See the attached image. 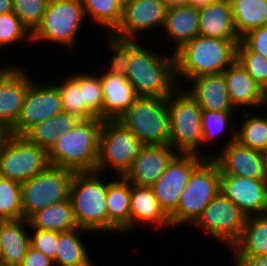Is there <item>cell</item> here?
<instances>
[{
	"instance_id": "603a6c76",
	"label": "cell",
	"mask_w": 267,
	"mask_h": 266,
	"mask_svg": "<svg viewBox=\"0 0 267 266\" xmlns=\"http://www.w3.org/2000/svg\"><path fill=\"white\" fill-rule=\"evenodd\" d=\"M103 91V120H117L139 97L126 76L98 74Z\"/></svg>"
},
{
	"instance_id": "5bb4252c",
	"label": "cell",
	"mask_w": 267,
	"mask_h": 266,
	"mask_svg": "<svg viewBox=\"0 0 267 266\" xmlns=\"http://www.w3.org/2000/svg\"><path fill=\"white\" fill-rule=\"evenodd\" d=\"M219 148L221 150L214 154L208 151L204 154L205 158H212L217 163L220 174L267 179L266 153L248 148L237 140Z\"/></svg>"
},
{
	"instance_id": "f546056e",
	"label": "cell",
	"mask_w": 267,
	"mask_h": 266,
	"mask_svg": "<svg viewBox=\"0 0 267 266\" xmlns=\"http://www.w3.org/2000/svg\"><path fill=\"white\" fill-rule=\"evenodd\" d=\"M228 251L232 255H267V214L247 217L240 239Z\"/></svg>"
},
{
	"instance_id": "1f68e13d",
	"label": "cell",
	"mask_w": 267,
	"mask_h": 266,
	"mask_svg": "<svg viewBox=\"0 0 267 266\" xmlns=\"http://www.w3.org/2000/svg\"><path fill=\"white\" fill-rule=\"evenodd\" d=\"M81 3L88 23L100 26L102 34H112L120 25L124 7L120 0H81Z\"/></svg>"
},
{
	"instance_id": "e575fe53",
	"label": "cell",
	"mask_w": 267,
	"mask_h": 266,
	"mask_svg": "<svg viewBox=\"0 0 267 266\" xmlns=\"http://www.w3.org/2000/svg\"><path fill=\"white\" fill-rule=\"evenodd\" d=\"M63 80V81H62ZM54 83L60 93L63 111L85 119V101L83 95V71L64 75V79Z\"/></svg>"
},
{
	"instance_id": "4316f807",
	"label": "cell",
	"mask_w": 267,
	"mask_h": 266,
	"mask_svg": "<svg viewBox=\"0 0 267 266\" xmlns=\"http://www.w3.org/2000/svg\"><path fill=\"white\" fill-rule=\"evenodd\" d=\"M29 232L28 219L0 221L1 263L11 266L22 263L31 246Z\"/></svg>"
},
{
	"instance_id": "8fae6325",
	"label": "cell",
	"mask_w": 267,
	"mask_h": 266,
	"mask_svg": "<svg viewBox=\"0 0 267 266\" xmlns=\"http://www.w3.org/2000/svg\"><path fill=\"white\" fill-rule=\"evenodd\" d=\"M48 152L23 135L8 133L0 147V176L26 182L49 166Z\"/></svg>"
},
{
	"instance_id": "8992f818",
	"label": "cell",
	"mask_w": 267,
	"mask_h": 266,
	"mask_svg": "<svg viewBox=\"0 0 267 266\" xmlns=\"http://www.w3.org/2000/svg\"><path fill=\"white\" fill-rule=\"evenodd\" d=\"M219 192L220 169L212 158H205L192 171L176 210L169 216L172 229L192 226Z\"/></svg>"
},
{
	"instance_id": "cb8c5ba5",
	"label": "cell",
	"mask_w": 267,
	"mask_h": 266,
	"mask_svg": "<svg viewBox=\"0 0 267 266\" xmlns=\"http://www.w3.org/2000/svg\"><path fill=\"white\" fill-rule=\"evenodd\" d=\"M112 177L114 178L112 181L108 180L106 194L108 233L123 236L130 233L131 183L123 176Z\"/></svg>"
},
{
	"instance_id": "44dd1931",
	"label": "cell",
	"mask_w": 267,
	"mask_h": 266,
	"mask_svg": "<svg viewBox=\"0 0 267 266\" xmlns=\"http://www.w3.org/2000/svg\"><path fill=\"white\" fill-rule=\"evenodd\" d=\"M142 225L145 228L152 227L150 230L157 232L172 228L170 219L161 209L152 188L131 184L130 232Z\"/></svg>"
},
{
	"instance_id": "b9f144b4",
	"label": "cell",
	"mask_w": 267,
	"mask_h": 266,
	"mask_svg": "<svg viewBox=\"0 0 267 266\" xmlns=\"http://www.w3.org/2000/svg\"><path fill=\"white\" fill-rule=\"evenodd\" d=\"M23 136L48 152L59 138L57 136L56 115L52 119L48 118L35 124Z\"/></svg>"
},
{
	"instance_id": "277c9868",
	"label": "cell",
	"mask_w": 267,
	"mask_h": 266,
	"mask_svg": "<svg viewBox=\"0 0 267 266\" xmlns=\"http://www.w3.org/2000/svg\"><path fill=\"white\" fill-rule=\"evenodd\" d=\"M99 172H74L69 199L79 228L94 234L108 232V181Z\"/></svg>"
},
{
	"instance_id": "f5cc1de1",
	"label": "cell",
	"mask_w": 267,
	"mask_h": 266,
	"mask_svg": "<svg viewBox=\"0 0 267 266\" xmlns=\"http://www.w3.org/2000/svg\"><path fill=\"white\" fill-rule=\"evenodd\" d=\"M4 65V66H3ZM13 65V63L2 64L0 65V78L6 73V71Z\"/></svg>"
},
{
	"instance_id": "4dcf8cb0",
	"label": "cell",
	"mask_w": 267,
	"mask_h": 266,
	"mask_svg": "<svg viewBox=\"0 0 267 266\" xmlns=\"http://www.w3.org/2000/svg\"><path fill=\"white\" fill-rule=\"evenodd\" d=\"M233 23L241 39L249 31L267 24L266 0H231Z\"/></svg>"
},
{
	"instance_id": "7a4b0ae2",
	"label": "cell",
	"mask_w": 267,
	"mask_h": 266,
	"mask_svg": "<svg viewBox=\"0 0 267 266\" xmlns=\"http://www.w3.org/2000/svg\"><path fill=\"white\" fill-rule=\"evenodd\" d=\"M240 41L198 35L185 43L174 53L178 86L201 75L223 73L236 60Z\"/></svg>"
},
{
	"instance_id": "f35d334b",
	"label": "cell",
	"mask_w": 267,
	"mask_h": 266,
	"mask_svg": "<svg viewBox=\"0 0 267 266\" xmlns=\"http://www.w3.org/2000/svg\"><path fill=\"white\" fill-rule=\"evenodd\" d=\"M22 42H26L25 45L30 43L31 46L32 34L22 24L19 17L14 12L0 14V51L3 47L6 51L7 47L12 48Z\"/></svg>"
},
{
	"instance_id": "db71d44e",
	"label": "cell",
	"mask_w": 267,
	"mask_h": 266,
	"mask_svg": "<svg viewBox=\"0 0 267 266\" xmlns=\"http://www.w3.org/2000/svg\"><path fill=\"white\" fill-rule=\"evenodd\" d=\"M133 1H135V0H120V2L122 3L123 6L130 3V2H133Z\"/></svg>"
},
{
	"instance_id": "60d3db41",
	"label": "cell",
	"mask_w": 267,
	"mask_h": 266,
	"mask_svg": "<svg viewBox=\"0 0 267 266\" xmlns=\"http://www.w3.org/2000/svg\"><path fill=\"white\" fill-rule=\"evenodd\" d=\"M49 0H12L13 12L33 34L42 23Z\"/></svg>"
},
{
	"instance_id": "9c48e42d",
	"label": "cell",
	"mask_w": 267,
	"mask_h": 266,
	"mask_svg": "<svg viewBox=\"0 0 267 266\" xmlns=\"http://www.w3.org/2000/svg\"><path fill=\"white\" fill-rule=\"evenodd\" d=\"M144 144L118 120H103L96 172L123 176ZM110 168V169H109ZM105 171V172H104Z\"/></svg>"
},
{
	"instance_id": "d6986e66",
	"label": "cell",
	"mask_w": 267,
	"mask_h": 266,
	"mask_svg": "<svg viewBox=\"0 0 267 266\" xmlns=\"http://www.w3.org/2000/svg\"><path fill=\"white\" fill-rule=\"evenodd\" d=\"M177 155L169 145H144L123 177L133 185L152 187Z\"/></svg>"
},
{
	"instance_id": "9a60e30c",
	"label": "cell",
	"mask_w": 267,
	"mask_h": 266,
	"mask_svg": "<svg viewBox=\"0 0 267 266\" xmlns=\"http://www.w3.org/2000/svg\"><path fill=\"white\" fill-rule=\"evenodd\" d=\"M205 159L195 154H178L151 187L161 209L169 217L177 208L192 171Z\"/></svg>"
},
{
	"instance_id": "2e32d148",
	"label": "cell",
	"mask_w": 267,
	"mask_h": 266,
	"mask_svg": "<svg viewBox=\"0 0 267 266\" xmlns=\"http://www.w3.org/2000/svg\"><path fill=\"white\" fill-rule=\"evenodd\" d=\"M167 8L161 0H135L123 7L120 25L112 33L124 40H140L142 34L162 30ZM150 31V32H149ZM141 36V37H140Z\"/></svg>"
},
{
	"instance_id": "30bf717a",
	"label": "cell",
	"mask_w": 267,
	"mask_h": 266,
	"mask_svg": "<svg viewBox=\"0 0 267 266\" xmlns=\"http://www.w3.org/2000/svg\"><path fill=\"white\" fill-rule=\"evenodd\" d=\"M74 171L49 165L21 183V205L24 219L52 204L69 200Z\"/></svg>"
},
{
	"instance_id": "484cf974",
	"label": "cell",
	"mask_w": 267,
	"mask_h": 266,
	"mask_svg": "<svg viewBox=\"0 0 267 266\" xmlns=\"http://www.w3.org/2000/svg\"><path fill=\"white\" fill-rule=\"evenodd\" d=\"M199 35L224 40H241L234 27L229 1L218 0L199 8Z\"/></svg>"
},
{
	"instance_id": "9f6ffc18",
	"label": "cell",
	"mask_w": 267,
	"mask_h": 266,
	"mask_svg": "<svg viewBox=\"0 0 267 266\" xmlns=\"http://www.w3.org/2000/svg\"><path fill=\"white\" fill-rule=\"evenodd\" d=\"M1 257H2V251H1V245H0V263H1Z\"/></svg>"
},
{
	"instance_id": "5b68a950",
	"label": "cell",
	"mask_w": 267,
	"mask_h": 266,
	"mask_svg": "<svg viewBox=\"0 0 267 266\" xmlns=\"http://www.w3.org/2000/svg\"><path fill=\"white\" fill-rule=\"evenodd\" d=\"M169 112V146L178 154H195L205 157L201 147L202 108L187 90L178 87L167 97Z\"/></svg>"
},
{
	"instance_id": "d6a6232c",
	"label": "cell",
	"mask_w": 267,
	"mask_h": 266,
	"mask_svg": "<svg viewBox=\"0 0 267 266\" xmlns=\"http://www.w3.org/2000/svg\"><path fill=\"white\" fill-rule=\"evenodd\" d=\"M236 111H210L207 109L202 110L201 121H202V141L201 148H206L205 145L211 144L213 145L214 139H219V136L224 135V133L228 134V138L224 145L231 143L236 140V130L237 126L234 122ZM234 123V125H233Z\"/></svg>"
},
{
	"instance_id": "f6af8a7d",
	"label": "cell",
	"mask_w": 267,
	"mask_h": 266,
	"mask_svg": "<svg viewBox=\"0 0 267 266\" xmlns=\"http://www.w3.org/2000/svg\"><path fill=\"white\" fill-rule=\"evenodd\" d=\"M19 266H54V264L51 258L30 246Z\"/></svg>"
},
{
	"instance_id": "ffe728a7",
	"label": "cell",
	"mask_w": 267,
	"mask_h": 266,
	"mask_svg": "<svg viewBox=\"0 0 267 266\" xmlns=\"http://www.w3.org/2000/svg\"><path fill=\"white\" fill-rule=\"evenodd\" d=\"M223 74L230 100L237 111H250L251 108L256 110L267 102V94L237 60L227 67Z\"/></svg>"
},
{
	"instance_id": "7c38bea8",
	"label": "cell",
	"mask_w": 267,
	"mask_h": 266,
	"mask_svg": "<svg viewBox=\"0 0 267 266\" xmlns=\"http://www.w3.org/2000/svg\"><path fill=\"white\" fill-rule=\"evenodd\" d=\"M246 218L230 199L219 192L192 227L231 249L240 239Z\"/></svg>"
},
{
	"instance_id": "ab89813d",
	"label": "cell",
	"mask_w": 267,
	"mask_h": 266,
	"mask_svg": "<svg viewBox=\"0 0 267 266\" xmlns=\"http://www.w3.org/2000/svg\"><path fill=\"white\" fill-rule=\"evenodd\" d=\"M83 72L85 119L99 117L103 120V91L98 73Z\"/></svg>"
},
{
	"instance_id": "6da1fadb",
	"label": "cell",
	"mask_w": 267,
	"mask_h": 266,
	"mask_svg": "<svg viewBox=\"0 0 267 266\" xmlns=\"http://www.w3.org/2000/svg\"><path fill=\"white\" fill-rule=\"evenodd\" d=\"M141 42L130 51L126 78L138 96L167 98L179 87L175 55L170 50L157 52Z\"/></svg>"
},
{
	"instance_id": "681fc988",
	"label": "cell",
	"mask_w": 267,
	"mask_h": 266,
	"mask_svg": "<svg viewBox=\"0 0 267 266\" xmlns=\"http://www.w3.org/2000/svg\"><path fill=\"white\" fill-rule=\"evenodd\" d=\"M13 12L12 0H0V14Z\"/></svg>"
},
{
	"instance_id": "bcb514c9",
	"label": "cell",
	"mask_w": 267,
	"mask_h": 266,
	"mask_svg": "<svg viewBox=\"0 0 267 266\" xmlns=\"http://www.w3.org/2000/svg\"><path fill=\"white\" fill-rule=\"evenodd\" d=\"M80 119L68 112H61L56 115V127H57V136L65 134L67 131L71 130Z\"/></svg>"
},
{
	"instance_id": "ba28073f",
	"label": "cell",
	"mask_w": 267,
	"mask_h": 266,
	"mask_svg": "<svg viewBox=\"0 0 267 266\" xmlns=\"http://www.w3.org/2000/svg\"><path fill=\"white\" fill-rule=\"evenodd\" d=\"M117 120L144 145H169L167 98L139 96Z\"/></svg>"
},
{
	"instance_id": "6f0895ef",
	"label": "cell",
	"mask_w": 267,
	"mask_h": 266,
	"mask_svg": "<svg viewBox=\"0 0 267 266\" xmlns=\"http://www.w3.org/2000/svg\"><path fill=\"white\" fill-rule=\"evenodd\" d=\"M0 266H11V265L0 263Z\"/></svg>"
},
{
	"instance_id": "e0dca14e",
	"label": "cell",
	"mask_w": 267,
	"mask_h": 266,
	"mask_svg": "<svg viewBox=\"0 0 267 266\" xmlns=\"http://www.w3.org/2000/svg\"><path fill=\"white\" fill-rule=\"evenodd\" d=\"M220 192L246 217L267 214V179L220 174Z\"/></svg>"
},
{
	"instance_id": "7bdbcfd3",
	"label": "cell",
	"mask_w": 267,
	"mask_h": 266,
	"mask_svg": "<svg viewBox=\"0 0 267 266\" xmlns=\"http://www.w3.org/2000/svg\"><path fill=\"white\" fill-rule=\"evenodd\" d=\"M58 243V232L41 229H30V245L41 251L52 260L55 259Z\"/></svg>"
},
{
	"instance_id": "52a82bcc",
	"label": "cell",
	"mask_w": 267,
	"mask_h": 266,
	"mask_svg": "<svg viewBox=\"0 0 267 266\" xmlns=\"http://www.w3.org/2000/svg\"><path fill=\"white\" fill-rule=\"evenodd\" d=\"M86 16L81 0H49L42 23L32 34V44H55L75 53Z\"/></svg>"
},
{
	"instance_id": "d590c367",
	"label": "cell",
	"mask_w": 267,
	"mask_h": 266,
	"mask_svg": "<svg viewBox=\"0 0 267 266\" xmlns=\"http://www.w3.org/2000/svg\"><path fill=\"white\" fill-rule=\"evenodd\" d=\"M23 218L21 183L0 176V221Z\"/></svg>"
},
{
	"instance_id": "11a10c76",
	"label": "cell",
	"mask_w": 267,
	"mask_h": 266,
	"mask_svg": "<svg viewBox=\"0 0 267 266\" xmlns=\"http://www.w3.org/2000/svg\"><path fill=\"white\" fill-rule=\"evenodd\" d=\"M267 107V102L264 104V106L262 107V110H265L264 108H266ZM266 117H267V113L266 114H264Z\"/></svg>"
},
{
	"instance_id": "3957f363",
	"label": "cell",
	"mask_w": 267,
	"mask_h": 266,
	"mask_svg": "<svg viewBox=\"0 0 267 266\" xmlns=\"http://www.w3.org/2000/svg\"><path fill=\"white\" fill-rule=\"evenodd\" d=\"M102 124L99 117L80 119L48 151L49 164L74 172L96 171Z\"/></svg>"
},
{
	"instance_id": "d4e9b609",
	"label": "cell",
	"mask_w": 267,
	"mask_h": 266,
	"mask_svg": "<svg viewBox=\"0 0 267 266\" xmlns=\"http://www.w3.org/2000/svg\"><path fill=\"white\" fill-rule=\"evenodd\" d=\"M161 32L171 38V52L175 53L199 35V8L191 5L168 8Z\"/></svg>"
},
{
	"instance_id": "ee69618b",
	"label": "cell",
	"mask_w": 267,
	"mask_h": 266,
	"mask_svg": "<svg viewBox=\"0 0 267 266\" xmlns=\"http://www.w3.org/2000/svg\"><path fill=\"white\" fill-rule=\"evenodd\" d=\"M241 40L253 51L267 58V24L249 31Z\"/></svg>"
},
{
	"instance_id": "83f0119b",
	"label": "cell",
	"mask_w": 267,
	"mask_h": 266,
	"mask_svg": "<svg viewBox=\"0 0 267 266\" xmlns=\"http://www.w3.org/2000/svg\"><path fill=\"white\" fill-rule=\"evenodd\" d=\"M94 233L82 228L58 233V243L54 266H94L83 234ZM91 233V234H90ZM82 236V237H81Z\"/></svg>"
},
{
	"instance_id": "c3c4849f",
	"label": "cell",
	"mask_w": 267,
	"mask_h": 266,
	"mask_svg": "<svg viewBox=\"0 0 267 266\" xmlns=\"http://www.w3.org/2000/svg\"><path fill=\"white\" fill-rule=\"evenodd\" d=\"M166 8L180 7L188 5V0H161Z\"/></svg>"
},
{
	"instance_id": "f907efd6",
	"label": "cell",
	"mask_w": 267,
	"mask_h": 266,
	"mask_svg": "<svg viewBox=\"0 0 267 266\" xmlns=\"http://www.w3.org/2000/svg\"><path fill=\"white\" fill-rule=\"evenodd\" d=\"M218 0H188V5L197 7V8H201L207 4L216 2Z\"/></svg>"
},
{
	"instance_id": "7402d4cb",
	"label": "cell",
	"mask_w": 267,
	"mask_h": 266,
	"mask_svg": "<svg viewBox=\"0 0 267 266\" xmlns=\"http://www.w3.org/2000/svg\"><path fill=\"white\" fill-rule=\"evenodd\" d=\"M183 88L202 109L210 111H237L229 97L223 73L201 75L191 79Z\"/></svg>"
},
{
	"instance_id": "4fadbf2b",
	"label": "cell",
	"mask_w": 267,
	"mask_h": 266,
	"mask_svg": "<svg viewBox=\"0 0 267 266\" xmlns=\"http://www.w3.org/2000/svg\"><path fill=\"white\" fill-rule=\"evenodd\" d=\"M49 81L42 83L32 77L27 90L20 116L15 125L8 131L13 135H24L35 124L63 112L61 93L58 87Z\"/></svg>"
},
{
	"instance_id": "7dc6e473",
	"label": "cell",
	"mask_w": 267,
	"mask_h": 266,
	"mask_svg": "<svg viewBox=\"0 0 267 266\" xmlns=\"http://www.w3.org/2000/svg\"><path fill=\"white\" fill-rule=\"evenodd\" d=\"M232 266H267V255H232Z\"/></svg>"
},
{
	"instance_id": "8d00e7d4",
	"label": "cell",
	"mask_w": 267,
	"mask_h": 266,
	"mask_svg": "<svg viewBox=\"0 0 267 266\" xmlns=\"http://www.w3.org/2000/svg\"><path fill=\"white\" fill-rule=\"evenodd\" d=\"M108 44L109 52H112L111 61H108L107 67L99 69L111 73L126 76L128 72L130 51L139 43V40H124L113 36L112 34H106L105 36ZM110 64V65H109ZM108 68V69H107Z\"/></svg>"
},
{
	"instance_id": "816d5d0a",
	"label": "cell",
	"mask_w": 267,
	"mask_h": 266,
	"mask_svg": "<svg viewBox=\"0 0 267 266\" xmlns=\"http://www.w3.org/2000/svg\"><path fill=\"white\" fill-rule=\"evenodd\" d=\"M8 135V131L0 124V147Z\"/></svg>"
},
{
	"instance_id": "ac0fdd59",
	"label": "cell",
	"mask_w": 267,
	"mask_h": 266,
	"mask_svg": "<svg viewBox=\"0 0 267 266\" xmlns=\"http://www.w3.org/2000/svg\"><path fill=\"white\" fill-rule=\"evenodd\" d=\"M15 63L0 78V124L9 131L17 122L31 85V70Z\"/></svg>"
},
{
	"instance_id": "f1b7e54d",
	"label": "cell",
	"mask_w": 267,
	"mask_h": 266,
	"mask_svg": "<svg viewBox=\"0 0 267 266\" xmlns=\"http://www.w3.org/2000/svg\"><path fill=\"white\" fill-rule=\"evenodd\" d=\"M30 229L67 232L79 228L69 200L38 210L28 218Z\"/></svg>"
},
{
	"instance_id": "836d02e7",
	"label": "cell",
	"mask_w": 267,
	"mask_h": 266,
	"mask_svg": "<svg viewBox=\"0 0 267 266\" xmlns=\"http://www.w3.org/2000/svg\"><path fill=\"white\" fill-rule=\"evenodd\" d=\"M242 112V124L236 125V140L248 148L267 154V117L263 114L267 111L261 110L256 114L254 110Z\"/></svg>"
},
{
	"instance_id": "74e56055",
	"label": "cell",
	"mask_w": 267,
	"mask_h": 266,
	"mask_svg": "<svg viewBox=\"0 0 267 266\" xmlns=\"http://www.w3.org/2000/svg\"><path fill=\"white\" fill-rule=\"evenodd\" d=\"M236 60L267 94V58L253 52L241 40L237 45Z\"/></svg>"
}]
</instances>
